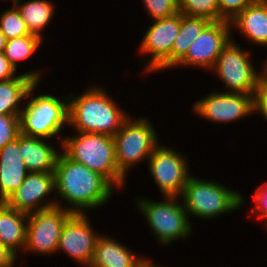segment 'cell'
<instances>
[{
	"label": "cell",
	"instance_id": "1",
	"mask_svg": "<svg viewBox=\"0 0 267 267\" xmlns=\"http://www.w3.org/2000/svg\"><path fill=\"white\" fill-rule=\"evenodd\" d=\"M54 176L55 197H59L56 199L57 207L73 213L87 214L105 206L115 191L101 174L69 159L62 151L56 162Z\"/></svg>",
	"mask_w": 267,
	"mask_h": 267
},
{
	"label": "cell",
	"instance_id": "2",
	"mask_svg": "<svg viewBox=\"0 0 267 267\" xmlns=\"http://www.w3.org/2000/svg\"><path fill=\"white\" fill-rule=\"evenodd\" d=\"M97 83L81 94H68V127L75 132L99 133L113 137L130 116L108 90Z\"/></svg>",
	"mask_w": 267,
	"mask_h": 267
},
{
	"label": "cell",
	"instance_id": "3",
	"mask_svg": "<svg viewBox=\"0 0 267 267\" xmlns=\"http://www.w3.org/2000/svg\"><path fill=\"white\" fill-rule=\"evenodd\" d=\"M60 140L58 146L69 159L101 174L115 190L126 187L127 178L119 171L116 163L113 137L99 133L75 132V135L70 134Z\"/></svg>",
	"mask_w": 267,
	"mask_h": 267
},
{
	"label": "cell",
	"instance_id": "4",
	"mask_svg": "<svg viewBox=\"0 0 267 267\" xmlns=\"http://www.w3.org/2000/svg\"><path fill=\"white\" fill-rule=\"evenodd\" d=\"M39 84L36 82L29 89L24 100L25 105L19 116L20 133L54 141L56 137H61V131L68 128V95L65 99L47 93L35 96L33 93Z\"/></svg>",
	"mask_w": 267,
	"mask_h": 267
},
{
	"label": "cell",
	"instance_id": "5",
	"mask_svg": "<svg viewBox=\"0 0 267 267\" xmlns=\"http://www.w3.org/2000/svg\"><path fill=\"white\" fill-rule=\"evenodd\" d=\"M205 179L193 174L188 177L181 199L189 218L212 220L242 209L245 201L242 192L230 189L217 180Z\"/></svg>",
	"mask_w": 267,
	"mask_h": 267
},
{
	"label": "cell",
	"instance_id": "6",
	"mask_svg": "<svg viewBox=\"0 0 267 267\" xmlns=\"http://www.w3.org/2000/svg\"><path fill=\"white\" fill-rule=\"evenodd\" d=\"M162 199L163 201H156L138 197L135 198L133 206L144 216L159 244L168 247L178 239L184 241L190 237L194 231V224L185 210L181 197L163 196Z\"/></svg>",
	"mask_w": 267,
	"mask_h": 267
},
{
	"label": "cell",
	"instance_id": "7",
	"mask_svg": "<svg viewBox=\"0 0 267 267\" xmlns=\"http://www.w3.org/2000/svg\"><path fill=\"white\" fill-rule=\"evenodd\" d=\"M134 118L130 115L113 136L116 163L126 178L130 169L135 168L133 166L144 161L147 163L161 141L148 117Z\"/></svg>",
	"mask_w": 267,
	"mask_h": 267
},
{
	"label": "cell",
	"instance_id": "8",
	"mask_svg": "<svg viewBox=\"0 0 267 267\" xmlns=\"http://www.w3.org/2000/svg\"><path fill=\"white\" fill-rule=\"evenodd\" d=\"M233 38L224 47L210 71H214L224 84L223 92L244 93L254 95L260 79L263 77V68H256L252 52L243 49ZM252 59V60H251Z\"/></svg>",
	"mask_w": 267,
	"mask_h": 267
},
{
	"label": "cell",
	"instance_id": "9",
	"mask_svg": "<svg viewBox=\"0 0 267 267\" xmlns=\"http://www.w3.org/2000/svg\"><path fill=\"white\" fill-rule=\"evenodd\" d=\"M179 29L180 12L170 17L152 20L138 46V52L145 55L140 58L141 65L144 64L142 69L145 74L172 69V47Z\"/></svg>",
	"mask_w": 267,
	"mask_h": 267
},
{
	"label": "cell",
	"instance_id": "10",
	"mask_svg": "<svg viewBox=\"0 0 267 267\" xmlns=\"http://www.w3.org/2000/svg\"><path fill=\"white\" fill-rule=\"evenodd\" d=\"M162 143L161 141L147 160L150 176L162 196L181 197L191 175L188 158L179 150Z\"/></svg>",
	"mask_w": 267,
	"mask_h": 267
},
{
	"label": "cell",
	"instance_id": "11",
	"mask_svg": "<svg viewBox=\"0 0 267 267\" xmlns=\"http://www.w3.org/2000/svg\"><path fill=\"white\" fill-rule=\"evenodd\" d=\"M74 213L54 207L28 214L24 251L32 254L54 255L57 253L63 226Z\"/></svg>",
	"mask_w": 267,
	"mask_h": 267
},
{
	"label": "cell",
	"instance_id": "12",
	"mask_svg": "<svg viewBox=\"0 0 267 267\" xmlns=\"http://www.w3.org/2000/svg\"><path fill=\"white\" fill-rule=\"evenodd\" d=\"M253 108V95L214 90L195 101L192 111L203 120L227 124L255 115Z\"/></svg>",
	"mask_w": 267,
	"mask_h": 267
},
{
	"label": "cell",
	"instance_id": "13",
	"mask_svg": "<svg viewBox=\"0 0 267 267\" xmlns=\"http://www.w3.org/2000/svg\"><path fill=\"white\" fill-rule=\"evenodd\" d=\"M232 39L231 24L211 21L193 41L186 55L173 67H194L210 71L224 47Z\"/></svg>",
	"mask_w": 267,
	"mask_h": 267
},
{
	"label": "cell",
	"instance_id": "14",
	"mask_svg": "<svg viewBox=\"0 0 267 267\" xmlns=\"http://www.w3.org/2000/svg\"><path fill=\"white\" fill-rule=\"evenodd\" d=\"M89 213H74L63 226L57 253H65L82 267H89L95 252L97 239L101 235L91 226Z\"/></svg>",
	"mask_w": 267,
	"mask_h": 267
},
{
	"label": "cell",
	"instance_id": "15",
	"mask_svg": "<svg viewBox=\"0 0 267 267\" xmlns=\"http://www.w3.org/2000/svg\"><path fill=\"white\" fill-rule=\"evenodd\" d=\"M51 195H56L54 172H29L5 203L17 211L29 214L56 207L57 198H50Z\"/></svg>",
	"mask_w": 267,
	"mask_h": 267
},
{
	"label": "cell",
	"instance_id": "16",
	"mask_svg": "<svg viewBox=\"0 0 267 267\" xmlns=\"http://www.w3.org/2000/svg\"><path fill=\"white\" fill-rule=\"evenodd\" d=\"M135 253L114 236L101 234L89 267H143L150 260Z\"/></svg>",
	"mask_w": 267,
	"mask_h": 267
},
{
	"label": "cell",
	"instance_id": "17",
	"mask_svg": "<svg viewBox=\"0 0 267 267\" xmlns=\"http://www.w3.org/2000/svg\"><path fill=\"white\" fill-rule=\"evenodd\" d=\"M29 171L19 149V135L0 149V202H6L24 182Z\"/></svg>",
	"mask_w": 267,
	"mask_h": 267
},
{
	"label": "cell",
	"instance_id": "18",
	"mask_svg": "<svg viewBox=\"0 0 267 267\" xmlns=\"http://www.w3.org/2000/svg\"><path fill=\"white\" fill-rule=\"evenodd\" d=\"M230 24L233 33L239 32L247 42L267 48V0H254Z\"/></svg>",
	"mask_w": 267,
	"mask_h": 267
},
{
	"label": "cell",
	"instance_id": "19",
	"mask_svg": "<svg viewBox=\"0 0 267 267\" xmlns=\"http://www.w3.org/2000/svg\"><path fill=\"white\" fill-rule=\"evenodd\" d=\"M48 141L19 134V149L29 172H54L61 149Z\"/></svg>",
	"mask_w": 267,
	"mask_h": 267
},
{
	"label": "cell",
	"instance_id": "20",
	"mask_svg": "<svg viewBox=\"0 0 267 267\" xmlns=\"http://www.w3.org/2000/svg\"><path fill=\"white\" fill-rule=\"evenodd\" d=\"M42 69L20 73L17 78L0 82V115H20L29 89L41 82ZM23 102V103H22Z\"/></svg>",
	"mask_w": 267,
	"mask_h": 267
},
{
	"label": "cell",
	"instance_id": "21",
	"mask_svg": "<svg viewBox=\"0 0 267 267\" xmlns=\"http://www.w3.org/2000/svg\"><path fill=\"white\" fill-rule=\"evenodd\" d=\"M27 223L28 214L0 202V243L17 258L24 251Z\"/></svg>",
	"mask_w": 267,
	"mask_h": 267
},
{
	"label": "cell",
	"instance_id": "22",
	"mask_svg": "<svg viewBox=\"0 0 267 267\" xmlns=\"http://www.w3.org/2000/svg\"><path fill=\"white\" fill-rule=\"evenodd\" d=\"M19 11L22 19L27 25L30 34L44 40V31L55 15V4L49 0H20L12 3Z\"/></svg>",
	"mask_w": 267,
	"mask_h": 267
},
{
	"label": "cell",
	"instance_id": "23",
	"mask_svg": "<svg viewBox=\"0 0 267 267\" xmlns=\"http://www.w3.org/2000/svg\"><path fill=\"white\" fill-rule=\"evenodd\" d=\"M211 21L180 13V29L172 47V68L186 55L190 45Z\"/></svg>",
	"mask_w": 267,
	"mask_h": 267
},
{
	"label": "cell",
	"instance_id": "24",
	"mask_svg": "<svg viewBox=\"0 0 267 267\" xmlns=\"http://www.w3.org/2000/svg\"><path fill=\"white\" fill-rule=\"evenodd\" d=\"M43 40L35 35H24L6 41L4 55L9 62L18 70V63L32 58L35 53L42 47ZM41 45V46H40Z\"/></svg>",
	"mask_w": 267,
	"mask_h": 267
},
{
	"label": "cell",
	"instance_id": "25",
	"mask_svg": "<svg viewBox=\"0 0 267 267\" xmlns=\"http://www.w3.org/2000/svg\"><path fill=\"white\" fill-rule=\"evenodd\" d=\"M179 12L190 17L219 20V0H179Z\"/></svg>",
	"mask_w": 267,
	"mask_h": 267
},
{
	"label": "cell",
	"instance_id": "26",
	"mask_svg": "<svg viewBox=\"0 0 267 267\" xmlns=\"http://www.w3.org/2000/svg\"><path fill=\"white\" fill-rule=\"evenodd\" d=\"M0 27L6 40L31 35L26 23L14 5L0 14Z\"/></svg>",
	"mask_w": 267,
	"mask_h": 267
},
{
	"label": "cell",
	"instance_id": "27",
	"mask_svg": "<svg viewBox=\"0 0 267 267\" xmlns=\"http://www.w3.org/2000/svg\"><path fill=\"white\" fill-rule=\"evenodd\" d=\"M147 15L152 20L170 17L179 13V0H141Z\"/></svg>",
	"mask_w": 267,
	"mask_h": 267
},
{
	"label": "cell",
	"instance_id": "28",
	"mask_svg": "<svg viewBox=\"0 0 267 267\" xmlns=\"http://www.w3.org/2000/svg\"><path fill=\"white\" fill-rule=\"evenodd\" d=\"M20 115H0V149L20 134Z\"/></svg>",
	"mask_w": 267,
	"mask_h": 267
},
{
	"label": "cell",
	"instance_id": "29",
	"mask_svg": "<svg viewBox=\"0 0 267 267\" xmlns=\"http://www.w3.org/2000/svg\"><path fill=\"white\" fill-rule=\"evenodd\" d=\"M255 193L252 194V201L254 207L250 208L249 215L255 216V218L261 219V222L264 220V226L267 224V181H265L262 185L258 186L255 189Z\"/></svg>",
	"mask_w": 267,
	"mask_h": 267
},
{
	"label": "cell",
	"instance_id": "30",
	"mask_svg": "<svg viewBox=\"0 0 267 267\" xmlns=\"http://www.w3.org/2000/svg\"><path fill=\"white\" fill-rule=\"evenodd\" d=\"M254 0H219V20L231 21Z\"/></svg>",
	"mask_w": 267,
	"mask_h": 267
},
{
	"label": "cell",
	"instance_id": "31",
	"mask_svg": "<svg viewBox=\"0 0 267 267\" xmlns=\"http://www.w3.org/2000/svg\"><path fill=\"white\" fill-rule=\"evenodd\" d=\"M253 107L254 113H257V115L260 113L261 117L267 122V78L264 76L260 79L254 92Z\"/></svg>",
	"mask_w": 267,
	"mask_h": 267
},
{
	"label": "cell",
	"instance_id": "32",
	"mask_svg": "<svg viewBox=\"0 0 267 267\" xmlns=\"http://www.w3.org/2000/svg\"><path fill=\"white\" fill-rule=\"evenodd\" d=\"M16 68L9 62L4 52L0 53V82H5L13 78H17L20 74H17Z\"/></svg>",
	"mask_w": 267,
	"mask_h": 267
},
{
	"label": "cell",
	"instance_id": "33",
	"mask_svg": "<svg viewBox=\"0 0 267 267\" xmlns=\"http://www.w3.org/2000/svg\"><path fill=\"white\" fill-rule=\"evenodd\" d=\"M18 258L0 243V267L12 265Z\"/></svg>",
	"mask_w": 267,
	"mask_h": 267
},
{
	"label": "cell",
	"instance_id": "34",
	"mask_svg": "<svg viewBox=\"0 0 267 267\" xmlns=\"http://www.w3.org/2000/svg\"><path fill=\"white\" fill-rule=\"evenodd\" d=\"M6 38L1 30V27H0V53L1 52H4V49L6 47Z\"/></svg>",
	"mask_w": 267,
	"mask_h": 267
},
{
	"label": "cell",
	"instance_id": "35",
	"mask_svg": "<svg viewBox=\"0 0 267 267\" xmlns=\"http://www.w3.org/2000/svg\"><path fill=\"white\" fill-rule=\"evenodd\" d=\"M143 267H164L161 265H155V263L150 259Z\"/></svg>",
	"mask_w": 267,
	"mask_h": 267
},
{
	"label": "cell",
	"instance_id": "36",
	"mask_svg": "<svg viewBox=\"0 0 267 267\" xmlns=\"http://www.w3.org/2000/svg\"><path fill=\"white\" fill-rule=\"evenodd\" d=\"M263 63H264L262 64L263 65V76L267 78V59H265Z\"/></svg>",
	"mask_w": 267,
	"mask_h": 267
},
{
	"label": "cell",
	"instance_id": "37",
	"mask_svg": "<svg viewBox=\"0 0 267 267\" xmlns=\"http://www.w3.org/2000/svg\"><path fill=\"white\" fill-rule=\"evenodd\" d=\"M17 261H18V259H17L12 265H10V266H8V267H15V265H17V264H16Z\"/></svg>",
	"mask_w": 267,
	"mask_h": 267
}]
</instances>
